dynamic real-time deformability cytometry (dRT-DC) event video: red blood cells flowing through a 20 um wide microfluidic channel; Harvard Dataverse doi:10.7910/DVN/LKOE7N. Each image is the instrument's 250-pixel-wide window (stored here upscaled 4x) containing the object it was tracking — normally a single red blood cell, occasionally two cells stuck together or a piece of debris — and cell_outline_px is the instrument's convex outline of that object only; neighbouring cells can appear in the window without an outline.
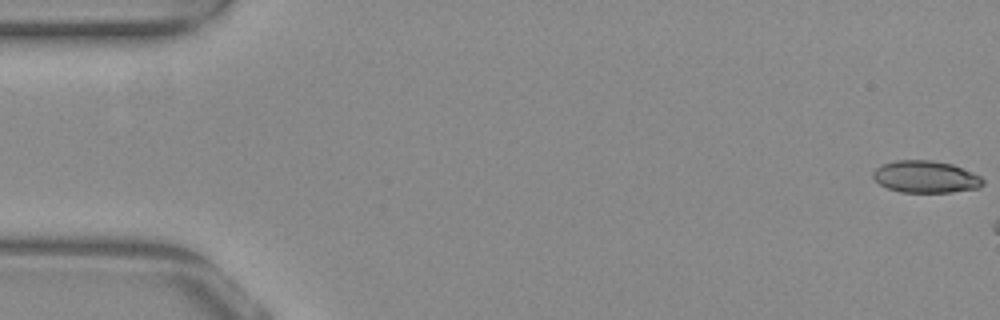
{"species": "common noctule bat (a hibernating species)", "species_latin": "Nyctalus noctula", "temperature_condition": "warm", "stored_images_in_passage": 7, "camera_frame_rate_fps": 3000, "um_per_image_px": 0.085, "animal": {"sex": "female", "body_mass_g": 29.2, "forearm_length_mm": 56.3}, "frame": {"image": 1, "passage_image": 1, "time_ms": 0.0, "image_size_px": [1000, 320], "cell_outline_px": [[984, 184], [980, 188], [952, 192], [900, 192], [888, 188], [880, 184], [872, 176], [872, 172], [880, 164], [896, 160], [928, 160], [952, 164], [972, 172], [980, 176], [984, 180]], "centroid_in_image_um": [78.68, 15.03], "position_along_channel_um": 6.3, "area_um2": 20.58}}